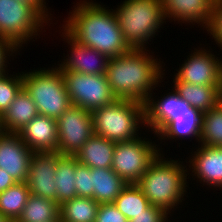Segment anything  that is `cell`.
<instances>
[{
	"label": "cell",
	"instance_id": "6da1fadb",
	"mask_svg": "<svg viewBox=\"0 0 222 222\" xmlns=\"http://www.w3.org/2000/svg\"><path fill=\"white\" fill-rule=\"evenodd\" d=\"M79 2L69 12L70 16L61 28L81 44L94 48L108 58L126 54L132 49L123 37L113 9L92 0Z\"/></svg>",
	"mask_w": 222,
	"mask_h": 222
},
{
	"label": "cell",
	"instance_id": "8fae6325",
	"mask_svg": "<svg viewBox=\"0 0 222 222\" xmlns=\"http://www.w3.org/2000/svg\"><path fill=\"white\" fill-rule=\"evenodd\" d=\"M196 51V52H195ZM189 56V57H188ZM174 73L172 82H185L194 85L222 86V61L205 48H194Z\"/></svg>",
	"mask_w": 222,
	"mask_h": 222
},
{
	"label": "cell",
	"instance_id": "d6a6232c",
	"mask_svg": "<svg viewBox=\"0 0 222 222\" xmlns=\"http://www.w3.org/2000/svg\"><path fill=\"white\" fill-rule=\"evenodd\" d=\"M125 216L113 203L99 204L95 222H126Z\"/></svg>",
	"mask_w": 222,
	"mask_h": 222
},
{
	"label": "cell",
	"instance_id": "277c9868",
	"mask_svg": "<svg viewBox=\"0 0 222 222\" xmlns=\"http://www.w3.org/2000/svg\"><path fill=\"white\" fill-rule=\"evenodd\" d=\"M120 30L131 48L145 49L166 23L161 0H125L114 10Z\"/></svg>",
	"mask_w": 222,
	"mask_h": 222
},
{
	"label": "cell",
	"instance_id": "603a6c76",
	"mask_svg": "<svg viewBox=\"0 0 222 222\" xmlns=\"http://www.w3.org/2000/svg\"><path fill=\"white\" fill-rule=\"evenodd\" d=\"M92 187L94 200L99 203H113L127 183L112 168H93Z\"/></svg>",
	"mask_w": 222,
	"mask_h": 222
},
{
	"label": "cell",
	"instance_id": "83f0119b",
	"mask_svg": "<svg viewBox=\"0 0 222 222\" xmlns=\"http://www.w3.org/2000/svg\"><path fill=\"white\" fill-rule=\"evenodd\" d=\"M113 204L130 222L140 214L145 213V209L150 205L136 184H127Z\"/></svg>",
	"mask_w": 222,
	"mask_h": 222
},
{
	"label": "cell",
	"instance_id": "4316f807",
	"mask_svg": "<svg viewBox=\"0 0 222 222\" xmlns=\"http://www.w3.org/2000/svg\"><path fill=\"white\" fill-rule=\"evenodd\" d=\"M29 196L27 183L16 182L0 193V213L11 222H16L21 216Z\"/></svg>",
	"mask_w": 222,
	"mask_h": 222
},
{
	"label": "cell",
	"instance_id": "30bf717a",
	"mask_svg": "<svg viewBox=\"0 0 222 222\" xmlns=\"http://www.w3.org/2000/svg\"><path fill=\"white\" fill-rule=\"evenodd\" d=\"M59 155H75L94 134L92 114L80 106L71 105L57 119Z\"/></svg>",
	"mask_w": 222,
	"mask_h": 222
},
{
	"label": "cell",
	"instance_id": "d4e9b609",
	"mask_svg": "<svg viewBox=\"0 0 222 222\" xmlns=\"http://www.w3.org/2000/svg\"><path fill=\"white\" fill-rule=\"evenodd\" d=\"M59 213L56 201L30 194L16 222H60Z\"/></svg>",
	"mask_w": 222,
	"mask_h": 222
},
{
	"label": "cell",
	"instance_id": "9a60e30c",
	"mask_svg": "<svg viewBox=\"0 0 222 222\" xmlns=\"http://www.w3.org/2000/svg\"><path fill=\"white\" fill-rule=\"evenodd\" d=\"M20 139L34 153L57 152V120L38 114L18 132Z\"/></svg>",
	"mask_w": 222,
	"mask_h": 222
},
{
	"label": "cell",
	"instance_id": "f546056e",
	"mask_svg": "<svg viewBox=\"0 0 222 222\" xmlns=\"http://www.w3.org/2000/svg\"><path fill=\"white\" fill-rule=\"evenodd\" d=\"M0 75V117L5 113L10 104L14 101L19 91L23 88V74Z\"/></svg>",
	"mask_w": 222,
	"mask_h": 222
},
{
	"label": "cell",
	"instance_id": "ffe728a7",
	"mask_svg": "<svg viewBox=\"0 0 222 222\" xmlns=\"http://www.w3.org/2000/svg\"><path fill=\"white\" fill-rule=\"evenodd\" d=\"M37 106L23 87L0 117L4 132L18 133L38 115Z\"/></svg>",
	"mask_w": 222,
	"mask_h": 222
},
{
	"label": "cell",
	"instance_id": "f1b7e54d",
	"mask_svg": "<svg viewBox=\"0 0 222 222\" xmlns=\"http://www.w3.org/2000/svg\"><path fill=\"white\" fill-rule=\"evenodd\" d=\"M222 147V100L202 113V132L198 144Z\"/></svg>",
	"mask_w": 222,
	"mask_h": 222
},
{
	"label": "cell",
	"instance_id": "8992f818",
	"mask_svg": "<svg viewBox=\"0 0 222 222\" xmlns=\"http://www.w3.org/2000/svg\"><path fill=\"white\" fill-rule=\"evenodd\" d=\"M22 74L23 87L40 115L57 120L71 106L62 71L57 66Z\"/></svg>",
	"mask_w": 222,
	"mask_h": 222
},
{
	"label": "cell",
	"instance_id": "5b68a950",
	"mask_svg": "<svg viewBox=\"0 0 222 222\" xmlns=\"http://www.w3.org/2000/svg\"><path fill=\"white\" fill-rule=\"evenodd\" d=\"M94 134L115 143L139 137V129L145 125L144 104L132 100L116 99L91 112Z\"/></svg>",
	"mask_w": 222,
	"mask_h": 222
},
{
	"label": "cell",
	"instance_id": "8d00e7d4",
	"mask_svg": "<svg viewBox=\"0 0 222 222\" xmlns=\"http://www.w3.org/2000/svg\"><path fill=\"white\" fill-rule=\"evenodd\" d=\"M15 183L16 181L7 173V171L0 168V193Z\"/></svg>",
	"mask_w": 222,
	"mask_h": 222
},
{
	"label": "cell",
	"instance_id": "1f68e13d",
	"mask_svg": "<svg viewBox=\"0 0 222 222\" xmlns=\"http://www.w3.org/2000/svg\"><path fill=\"white\" fill-rule=\"evenodd\" d=\"M205 29L222 49V0L214 2L211 17Z\"/></svg>",
	"mask_w": 222,
	"mask_h": 222
},
{
	"label": "cell",
	"instance_id": "9c48e42d",
	"mask_svg": "<svg viewBox=\"0 0 222 222\" xmlns=\"http://www.w3.org/2000/svg\"><path fill=\"white\" fill-rule=\"evenodd\" d=\"M71 105L92 112L116 100L105 74L90 75L62 71Z\"/></svg>",
	"mask_w": 222,
	"mask_h": 222
},
{
	"label": "cell",
	"instance_id": "e0dca14e",
	"mask_svg": "<svg viewBox=\"0 0 222 222\" xmlns=\"http://www.w3.org/2000/svg\"><path fill=\"white\" fill-rule=\"evenodd\" d=\"M173 91L166 93L162 99L154 100L151 94L144 103L145 107V125L151 128L154 135L178 112L188 111L191 107L179 94Z\"/></svg>",
	"mask_w": 222,
	"mask_h": 222
},
{
	"label": "cell",
	"instance_id": "e575fe53",
	"mask_svg": "<svg viewBox=\"0 0 222 222\" xmlns=\"http://www.w3.org/2000/svg\"><path fill=\"white\" fill-rule=\"evenodd\" d=\"M18 51V48L10 40L0 37V72L2 74L7 73V63L10 64L8 58L10 56L13 58L15 56L13 53L16 54Z\"/></svg>",
	"mask_w": 222,
	"mask_h": 222
},
{
	"label": "cell",
	"instance_id": "7a4b0ae2",
	"mask_svg": "<svg viewBox=\"0 0 222 222\" xmlns=\"http://www.w3.org/2000/svg\"><path fill=\"white\" fill-rule=\"evenodd\" d=\"M147 51L132 48L126 54L109 58L105 75L116 99L144 104L165 77L163 61Z\"/></svg>",
	"mask_w": 222,
	"mask_h": 222
},
{
	"label": "cell",
	"instance_id": "4fadbf2b",
	"mask_svg": "<svg viewBox=\"0 0 222 222\" xmlns=\"http://www.w3.org/2000/svg\"><path fill=\"white\" fill-rule=\"evenodd\" d=\"M57 152L33 153L26 180L30 194L57 202L55 185Z\"/></svg>",
	"mask_w": 222,
	"mask_h": 222
},
{
	"label": "cell",
	"instance_id": "ba28073f",
	"mask_svg": "<svg viewBox=\"0 0 222 222\" xmlns=\"http://www.w3.org/2000/svg\"><path fill=\"white\" fill-rule=\"evenodd\" d=\"M142 138V139H141ZM145 137L115 144L112 170L127 184H136L149 164L162 154L160 147Z\"/></svg>",
	"mask_w": 222,
	"mask_h": 222
},
{
	"label": "cell",
	"instance_id": "cb8c5ba5",
	"mask_svg": "<svg viewBox=\"0 0 222 222\" xmlns=\"http://www.w3.org/2000/svg\"><path fill=\"white\" fill-rule=\"evenodd\" d=\"M75 171L76 157L74 155H60L56 159L55 185L59 205L77 196Z\"/></svg>",
	"mask_w": 222,
	"mask_h": 222
},
{
	"label": "cell",
	"instance_id": "4dcf8cb0",
	"mask_svg": "<svg viewBox=\"0 0 222 222\" xmlns=\"http://www.w3.org/2000/svg\"><path fill=\"white\" fill-rule=\"evenodd\" d=\"M92 169L79 163L76 159L75 188L77 196L94 199V188L92 187Z\"/></svg>",
	"mask_w": 222,
	"mask_h": 222
},
{
	"label": "cell",
	"instance_id": "2e32d148",
	"mask_svg": "<svg viewBox=\"0 0 222 222\" xmlns=\"http://www.w3.org/2000/svg\"><path fill=\"white\" fill-rule=\"evenodd\" d=\"M200 147V148H199ZM194 154L192 152L189 168L192 170L194 178L199 179L203 185L222 188V147L217 146H200ZM194 173V174H193Z\"/></svg>",
	"mask_w": 222,
	"mask_h": 222
},
{
	"label": "cell",
	"instance_id": "ac0fdd59",
	"mask_svg": "<svg viewBox=\"0 0 222 222\" xmlns=\"http://www.w3.org/2000/svg\"><path fill=\"white\" fill-rule=\"evenodd\" d=\"M166 19L182 23L200 24L204 29L209 23L213 0H161Z\"/></svg>",
	"mask_w": 222,
	"mask_h": 222
},
{
	"label": "cell",
	"instance_id": "d6986e66",
	"mask_svg": "<svg viewBox=\"0 0 222 222\" xmlns=\"http://www.w3.org/2000/svg\"><path fill=\"white\" fill-rule=\"evenodd\" d=\"M202 132V112L190 107L188 111H180L173 116L155 135L162 142L165 140H182L195 137L200 141Z\"/></svg>",
	"mask_w": 222,
	"mask_h": 222
},
{
	"label": "cell",
	"instance_id": "484cf974",
	"mask_svg": "<svg viewBox=\"0 0 222 222\" xmlns=\"http://www.w3.org/2000/svg\"><path fill=\"white\" fill-rule=\"evenodd\" d=\"M99 203L93 198L76 196L59 205L60 222H95Z\"/></svg>",
	"mask_w": 222,
	"mask_h": 222
},
{
	"label": "cell",
	"instance_id": "44dd1931",
	"mask_svg": "<svg viewBox=\"0 0 222 222\" xmlns=\"http://www.w3.org/2000/svg\"><path fill=\"white\" fill-rule=\"evenodd\" d=\"M115 142L93 134L74 155L77 161L90 169L111 168Z\"/></svg>",
	"mask_w": 222,
	"mask_h": 222
},
{
	"label": "cell",
	"instance_id": "3957f363",
	"mask_svg": "<svg viewBox=\"0 0 222 222\" xmlns=\"http://www.w3.org/2000/svg\"><path fill=\"white\" fill-rule=\"evenodd\" d=\"M163 157L164 154H158L136 185L151 205L159 207L171 215L174 207L178 208V204L180 205L184 201L183 196H186L188 187L187 175L190 171L179 159L168 160Z\"/></svg>",
	"mask_w": 222,
	"mask_h": 222
},
{
	"label": "cell",
	"instance_id": "52a82bcc",
	"mask_svg": "<svg viewBox=\"0 0 222 222\" xmlns=\"http://www.w3.org/2000/svg\"><path fill=\"white\" fill-rule=\"evenodd\" d=\"M31 4L19 0H0V37L10 40L18 49L35 39L49 24Z\"/></svg>",
	"mask_w": 222,
	"mask_h": 222
},
{
	"label": "cell",
	"instance_id": "f35d334b",
	"mask_svg": "<svg viewBox=\"0 0 222 222\" xmlns=\"http://www.w3.org/2000/svg\"><path fill=\"white\" fill-rule=\"evenodd\" d=\"M2 127H1V119H0V133L2 132Z\"/></svg>",
	"mask_w": 222,
	"mask_h": 222
},
{
	"label": "cell",
	"instance_id": "5bb4252c",
	"mask_svg": "<svg viewBox=\"0 0 222 222\" xmlns=\"http://www.w3.org/2000/svg\"><path fill=\"white\" fill-rule=\"evenodd\" d=\"M33 153L18 133H0V168L16 182H26Z\"/></svg>",
	"mask_w": 222,
	"mask_h": 222
},
{
	"label": "cell",
	"instance_id": "7402d4cb",
	"mask_svg": "<svg viewBox=\"0 0 222 222\" xmlns=\"http://www.w3.org/2000/svg\"><path fill=\"white\" fill-rule=\"evenodd\" d=\"M173 84L179 96L202 113L209 111L222 100V86L194 85L185 82Z\"/></svg>",
	"mask_w": 222,
	"mask_h": 222
},
{
	"label": "cell",
	"instance_id": "7c38bea8",
	"mask_svg": "<svg viewBox=\"0 0 222 222\" xmlns=\"http://www.w3.org/2000/svg\"><path fill=\"white\" fill-rule=\"evenodd\" d=\"M63 31V32H62ZM63 41L71 46L62 63L57 64L61 71H73L90 75L106 74L109 58L92 47L81 44L65 29H61Z\"/></svg>",
	"mask_w": 222,
	"mask_h": 222
},
{
	"label": "cell",
	"instance_id": "d590c367",
	"mask_svg": "<svg viewBox=\"0 0 222 222\" xmlns=\"http://www.w3.org/2000/svg\"><path fill=\"white\" fill-rule=\"evenodd\" d=\"M19 1L31 4L47 21L52 20L51 17L52 14L49 15L50 12H48V8L46 7V0H19Z\"/></svg>",
	"mask_w": 222,
	"mask_h": 222
},
{
	"label": "cell",
	"instance_id": "74e56055",
	"mask_svg": "<svg viewBox=\"0 0 222 222\" xmlns=\"http://www.w3.org/2000/svg\"><path fill=\"white\" fill-rule=\"evenodd\" d=\"M0 222H11L10 220H8L4 215H2L0 213Z\"/></svg>",
	"mask_w": 222,
	"mask_h": 222
},
{
	"label": "cell",
	"instance_id": "836d02e7",
	"mask_svg": "<svg viewBox=\"0 0 222 222\" xmlns=\"http://www.w3.org/2000/svg\"><path fill=\"white\" fill-rule=\"evenodd\" d=\"M168 215L169 214H167L161 208L150 204L145 209V213L140 214L131 222H165L169 218Z\"/></svg>",
	"mask_w": 222,
	"mask_h": 222
}]
</instances>
